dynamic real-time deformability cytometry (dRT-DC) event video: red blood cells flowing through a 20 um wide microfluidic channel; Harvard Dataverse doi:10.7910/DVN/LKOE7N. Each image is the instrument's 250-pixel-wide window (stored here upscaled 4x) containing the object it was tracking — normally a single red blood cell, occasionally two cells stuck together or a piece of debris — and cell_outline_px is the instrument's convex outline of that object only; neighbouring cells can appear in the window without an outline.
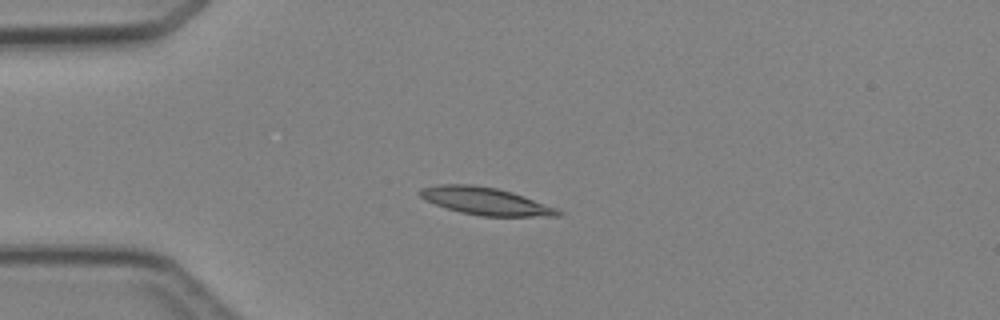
{"species": "Egyptian fruit bat (a non-hibernating species)", "species_latin": "Rousettus aegyptiacus", "temperature_condition": "cold", "stored_images_in_passage": 5, "camera_frame_rate_fps": 3000, "um_per_image_px": 0.085, "animal": {"sex": "female"}, "frame": {"image": 1, "passage_image": 3, "time_ms": 2.333, "image_size_px": [1000, 320], "cell_outline_px": [[564, 212], [560, 216], [480, 216], [460, 212], [424, 200], [416, 192], [420, 188], [440, 184], [472, 184], [496, 188], [512, 192], [524, 196], [556, 208]], "centroid_in_image_um": [41.24, 17.09], "position_along_channel_um": 43.8, "area_um2": 22.08}}
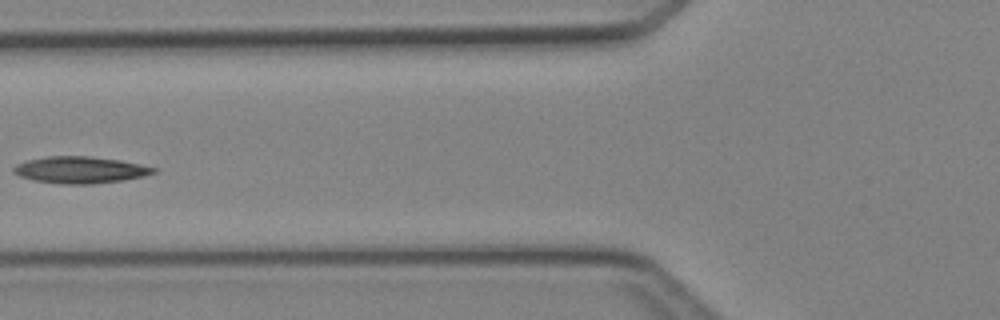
{"frame": {"image": 2, "passage_image": 5, "time_ms": 4.667, "image_size_px": [1000, 320], "cell_outline_px": [[156, 172], [144, 176], [124, 180], [92, 184], [64, 184], [32, 180], [20, 176], [12, 172], [12, 168], [16, 164], [28, 160], [48, 156], [92, 156], [120, 160], [140, 164], [156, 168]], "centroid_in_image_um": [6.81, 14.44], "position_along_channel_um": 119.0, "area_um2": 21.85}}